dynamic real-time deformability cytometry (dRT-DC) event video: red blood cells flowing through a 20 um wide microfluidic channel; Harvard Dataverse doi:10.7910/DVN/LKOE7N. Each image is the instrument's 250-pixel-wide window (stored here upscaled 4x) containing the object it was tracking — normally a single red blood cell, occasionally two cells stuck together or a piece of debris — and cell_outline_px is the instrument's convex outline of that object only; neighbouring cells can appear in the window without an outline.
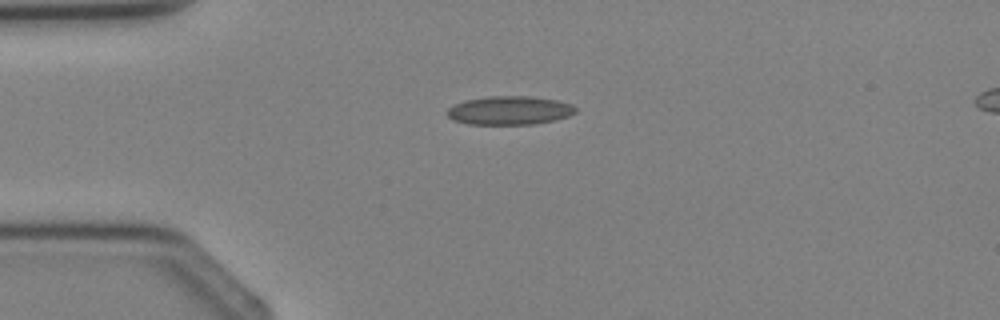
{"species": "Egyptian fruit bat (a non-hibernating species)", "species_latin": "Rousettus aegyptiacus", "temperature_condition": "cold", "stored_images_in_passage": 3, "camera_frame_rate_fps": 3000, "um_per_image_px": 0.085, "animal": {"sex": "female"}, "frame": {"image": 1, "passage_image": 3, "time_ms": 3.0, "image_size_px": [1000, 320], "cell_outline_px": [[576, 112], [568, 116], [556, 120], [536, 124], [468, 124], [452, 120], [448, 116], [448, 108], [452, 104], [464, 100], [488, 96], [532, 96], [556, 100], [572, 104], [576, 108]], "centroid_in_image_um": [43.3, 9.38], "position_along_channel_um": 41.7, "area_um2": 21.62}}